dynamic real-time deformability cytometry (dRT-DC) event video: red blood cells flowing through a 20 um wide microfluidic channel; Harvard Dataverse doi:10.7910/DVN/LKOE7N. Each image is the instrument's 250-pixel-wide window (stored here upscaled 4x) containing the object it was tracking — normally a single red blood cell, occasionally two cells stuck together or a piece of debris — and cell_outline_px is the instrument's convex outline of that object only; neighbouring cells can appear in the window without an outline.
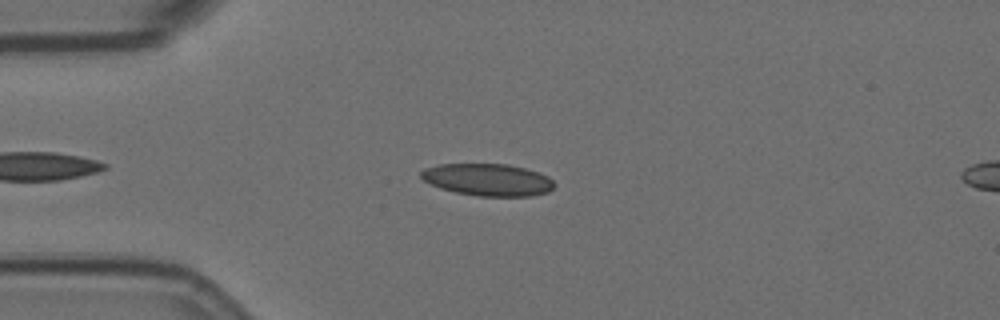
{"species": "Egyptian fruit bat (a non-hibernating species)", "species_latin": "Rousettus aegyptiacus", "temperature_condition": "room temperature", "stored_images_in_passage": 46, "camera_frame_rate_fps": 3000, "um_per_image_px": 0.085, "animal": {"sex": "female"}, "frame": {"image": 1, "passage_image": 8, "time_ms": 2.333, "image_size_px": [1000, 320], "cell_outline_px": [[556, 184], [548, 192], [532, 196], [476, 196], [456, 192], [440, 188], [424, 180], [420, 176], [420, 172], [424, 168], [436, 164], [508, 164], [524, 168], [548, 176]], "centroid_in_image_um": [41.45, 15.27], "position_along_channel_um": 43.5, "area_um2": 24.97}}
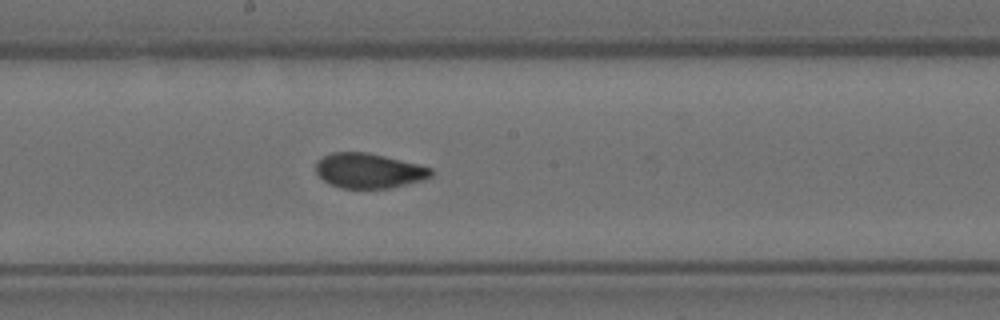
{"frame": {"image": 2, "passage_image": 24, "time_ms": 7.667, "image_size_px": [1000, 320], "cell_outline_px": [[432, 176], [420, 180], [388, 188], [340, 188], [328, 184], [316, 172], [316, 164], [324, 156], [332, 152], [368, 152], [432, 168]], "centroid_in_image_um": [31.31, 14.51], "position_along_channel_um": 216.9, "area_um2": 23.06}}
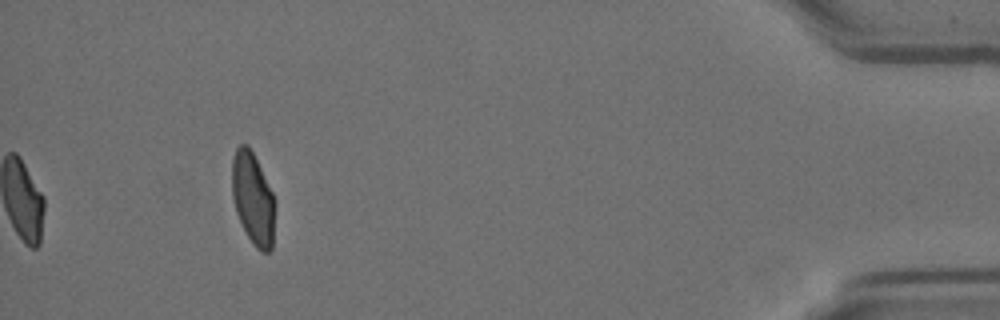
{"frame": {"image": 3, "passage_image": 46, "time_ms": 15.0, "image_size_px": [1000, 320], "cell_outline_px": [[276, 204], [272, 248], [268, 252], [260, 252], [256, 248], [248, 236], [236, 212], [232, 196], [232, 160], [236, 148], [240, 144], [248, 144], [276, 200]], "centroid_in_image_um": [21.51, 16.9], "position_along_channel_um": 413.7, "area_um2": 23.06}, "authors_computed_cell_mechanics": {"area_um2": 24.0448, "velocity_mm_per_s": 3.5986, "shape_relaxation_time_tau1_ms": 10.6177, "shape_relaxation_time_tau2_ms": 1.0132, "deformation_change_tau1": 0.2246, "deformation_change_tau2": 0.0598}}